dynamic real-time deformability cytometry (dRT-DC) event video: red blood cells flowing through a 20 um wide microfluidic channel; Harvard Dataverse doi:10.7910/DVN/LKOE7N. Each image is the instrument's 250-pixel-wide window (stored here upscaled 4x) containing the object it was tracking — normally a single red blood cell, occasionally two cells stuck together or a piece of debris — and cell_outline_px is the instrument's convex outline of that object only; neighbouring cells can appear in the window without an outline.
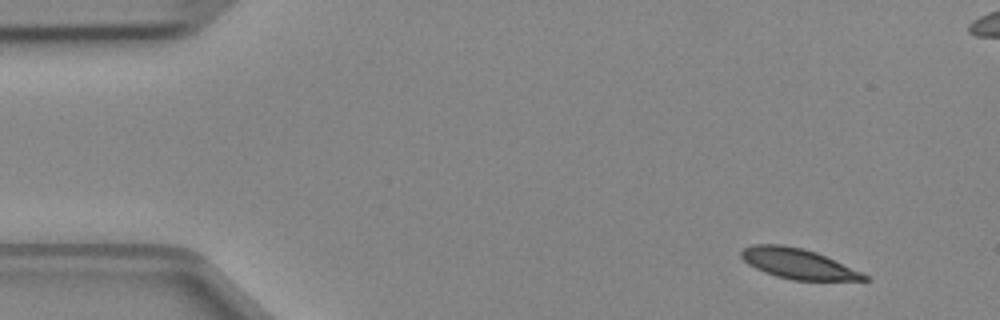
{"species": "Egyptian fruit bat (a non-hibernating species)", "species_latin": "Rousettus aegyptiacus", "temperature_condition": "cold", "stored_images_in_passage": 4, "camera_frame_rate_fps": 3000, "um_per_image_px": 0.085, "animal": {"sex": "female"}, "frame": {"image": 1, "passage_image": 1, "time_ms": 0.0, "image_size_px": [1000, 320], "cell_outline_px": [[872, 280], [792, 280], [776, 276], [764, 272], [748, 264], [740, 256], [740, 252], [744, 248], [752, 244], [784, 244], [816, 252], [860, 272], [868, 276]], "centroid_in_image_um": [67.78, 22.41], "position_along_channel_um": 17.2, "area_um2": 21.39}}